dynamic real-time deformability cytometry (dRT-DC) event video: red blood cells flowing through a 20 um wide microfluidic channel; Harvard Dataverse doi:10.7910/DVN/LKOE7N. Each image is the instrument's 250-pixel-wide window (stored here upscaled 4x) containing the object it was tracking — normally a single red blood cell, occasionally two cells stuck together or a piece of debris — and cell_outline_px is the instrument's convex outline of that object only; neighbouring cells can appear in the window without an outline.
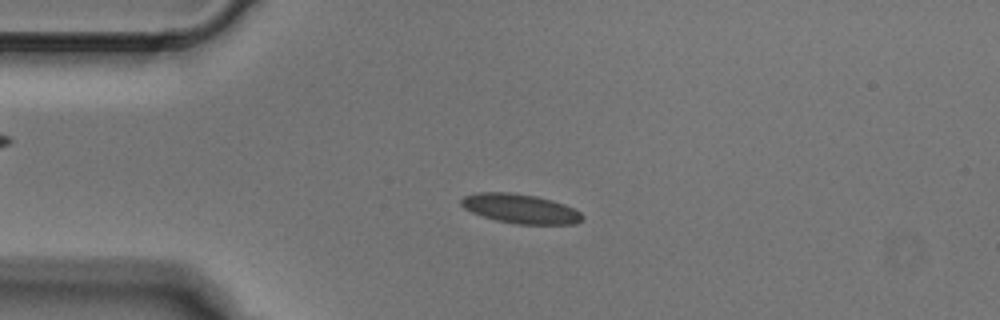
{"species": "Egyptian fruit bat (a non-hibernating species)", "species_latin": "Rousettus aegyptiacus", "temperature_condition": "cold", "stored_images_in_passage": 5, "camera_frame_rate_fps": 3000, "um_per_image_px": 0.085, "animal": {"sex": "male"}, "frame": {"image": 1, "passage_image": 3, "time_ms": 0.667, "image_size_px": [1000, 320], "cell_outline_px": [[584, 220], [576, 224], [516, 224], [496, 220], [472, 212], [464, 208], [460, 204], [460, 200], [464, 196], [476, 192], [508, 192], [536, 196], [552, 200], [564, 204], [580, 212], [584, 216]], "centroid_in_image_um": [44.24, 17.74], "position_along_channel_um": 40.8, "area_um2": 20.75}}
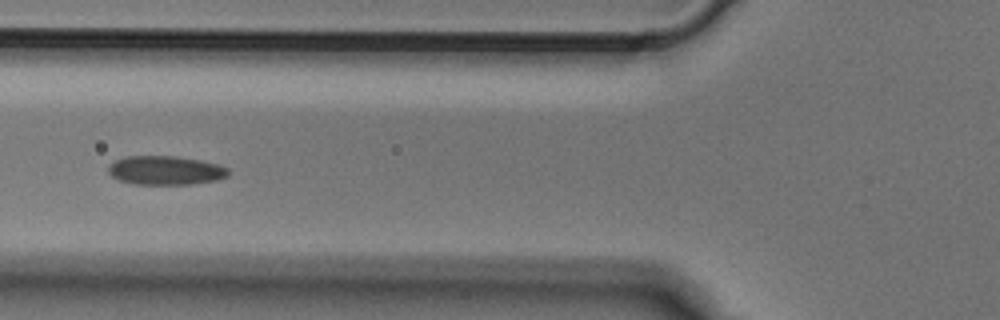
{"frame": {"image": 2, "passage_image": 5, "time_ms": 1.333, "image_size_px": [1000, 320], "cell_outline_px": [[228, 176], [216, 180], [192, 184], [132, 184], [120, 180], [112, 176], [108, 172], [108, 164], [124, 156], [176, 156], [200, 160], [220, 164], [228, 168]], "centroid_in_image_um": [14.06, 14.47], "position_along_channel_um": 111.7, "area_um2": 20.35}}